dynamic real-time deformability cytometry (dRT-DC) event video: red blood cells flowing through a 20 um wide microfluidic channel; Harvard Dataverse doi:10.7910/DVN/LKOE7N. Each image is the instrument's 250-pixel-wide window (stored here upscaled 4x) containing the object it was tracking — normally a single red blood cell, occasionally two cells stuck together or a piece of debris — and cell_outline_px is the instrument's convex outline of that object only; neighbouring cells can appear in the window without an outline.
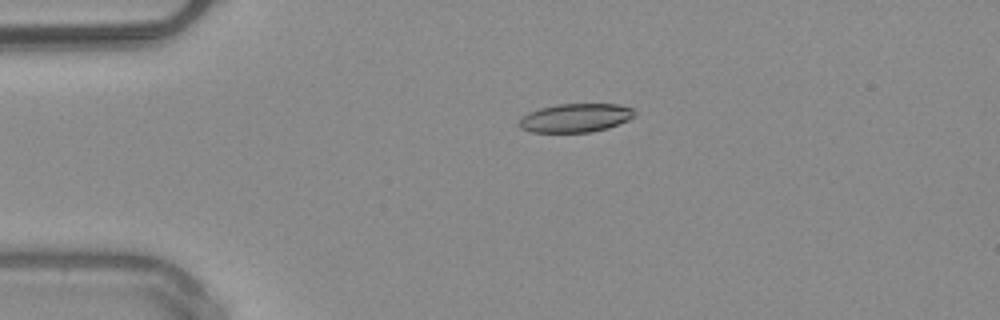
{"species": "common noctule bat (a hibernating species)", "species_latin": "Nyctalus noctula", "temperature_condition": "warm", "stored_images_in_passage": 40, "camera_frame_rate_fps": 3000, "um_per_image_px": 0.085, "animal": {"sex": "male", "body_mass_g": 20.4}, "frame": {"image": 1, "passage_image": 1, "time_ms": 0.0, "image_size_px": [1000, 320], "cell_outline_px": [[636, 116], [628, 120], [608, 128], [592, 132], [532, 132], [520, 128], [520, 120], [528, 112], [540, 108], [556, 104], [616, 104], [632, 108], [636, 112]], "centroid_in_image_um": [48.95, 10.02], "position_along_channel_um": 36.1, "area_um2": 19.25}}
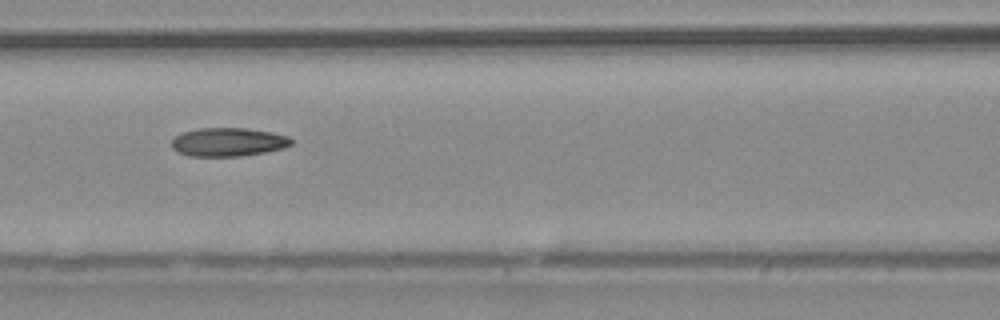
{"frame": {"image": 2, "passage_image": 12, "time_ms": 3.667, "image_size_px": [1000, 320], "cell_outline_px": [[292, 144], [284, 148], [264, 152], [240, 156], [192, 156], [176, 152], [172, 148], [172, 140], [176, 136], [184, 132], [196, 128], [244, 128], [272, 132], [288, 136], [292, 140]], "centroid_in_image_um": [19.39, 12.07], "position_along_channel_um": 147.2, "area_um2": 19.88}}
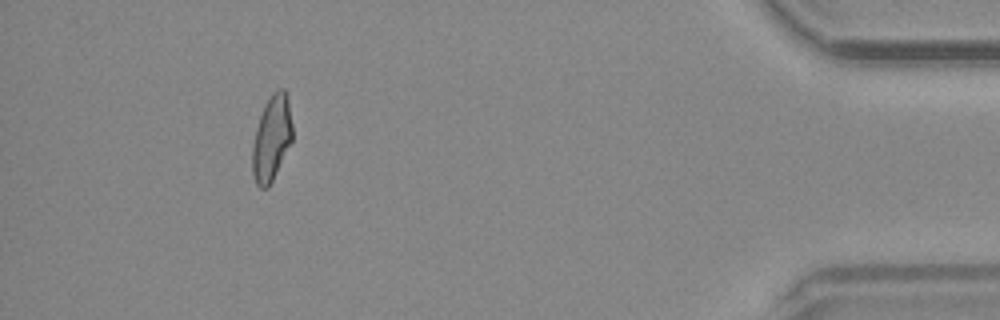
{"frame": {"image": 3, "passage_image": 36, "time_ms": 11.667, "image_size_px": [1000, 320], "cell_outline_px": [[292, 140], [268, 188], [260, 188], [256, 184], [252, 172], [252, 144], [256, 128], [264, 104], [272, 92], [276, 88], [284, 88], [288, 96], [292, 124]], "centroid_in_image_um": [23.08, 11.7], "position_along_channel_um": 412.1, "area_um2": 20.0}, "authors_computed_cell_mechanics": {"area_um2": 19.8832, "velocity_mm_per_s": 4.0669, "shape_relaxation_time_tau1_ms": null, "shape_relaxation_time_tau2_ms": 2.1435, "deformation_change_tau1": null, "deformation_change_tau2": 0.0938}}